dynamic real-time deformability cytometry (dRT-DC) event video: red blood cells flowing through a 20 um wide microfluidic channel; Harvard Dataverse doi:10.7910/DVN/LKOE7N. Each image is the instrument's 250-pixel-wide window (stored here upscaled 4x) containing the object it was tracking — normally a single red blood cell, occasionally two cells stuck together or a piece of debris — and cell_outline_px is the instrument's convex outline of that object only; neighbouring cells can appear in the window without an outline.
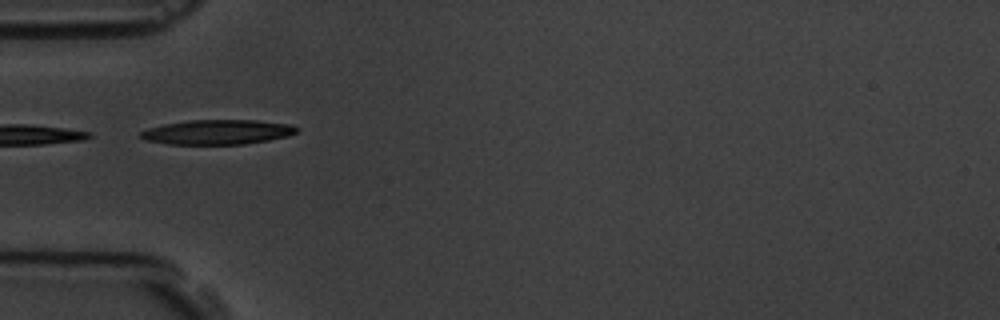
{"species": "common noctule bat (a hibernating species)", "species_latin": "Nyctalus noctula", "temperature_condition": "room temperature", "stored_images_in_passage": 11, "camera_frame_rate_fps": 3000, "um_per_image_px": 0.085, "animal": {"sex": "male", "body_mass_g": 19.5, "forearm_length_mm": 54.6}, "frame": {"image": 1, "passage_image": 1, "time_ms": 0.0, "image_size_px": [1000, 320], "cell_outline_px": [[300, 128], [296, 132], [288, 136], [268, 140], [244, 144], [168, 144], [144, 140], [140, 136], [140, 132], [148, 128], [164, 124], [188, 120], [256, 120], [288, 124]], "centroid_in_image_um": [18.47, 11.22], "position_along_channel_um": 66.5, "area_um2": 22.43}}
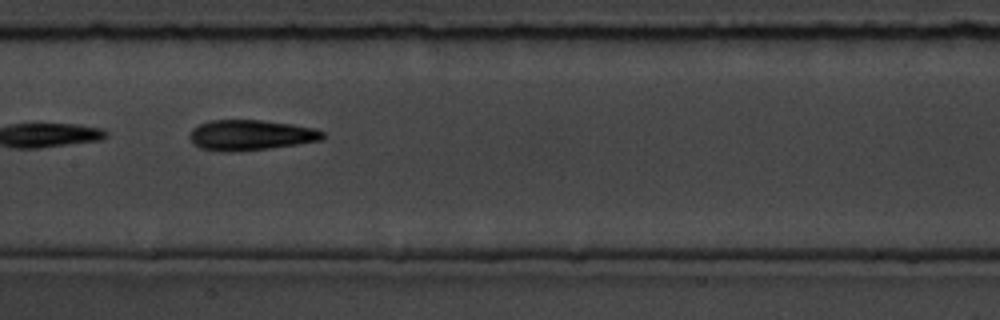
{"frame": {"image": 2, "passage_image": 4, "time_ms": 3.333, "image_size_px": [1000, 320], "cell_outline_px": [[324, 140], [268, 148], [228, 152], [220, 152], [200, 148], [188, 136], [192, 128], [200, 124], [212, 120], [260, 120], [292, 124], [316, 128], [324, 132]], "centroid_in_image_um": [21.32, 11.48], "position_along_channel_um": 186.1, "area_um2": 23.52}, "authors_computed_cell_mechanics": {"area_um2": 15.895, "velocity_mm_per_s": 3.6062, "shape_relaxation_time_tau1_ms": 3.6979, "shape_relaxation_time_tau2_ms": 2.4447, "deformation_change_tau1": 0.1353, "deformation_change_tau2": 0.1095}}